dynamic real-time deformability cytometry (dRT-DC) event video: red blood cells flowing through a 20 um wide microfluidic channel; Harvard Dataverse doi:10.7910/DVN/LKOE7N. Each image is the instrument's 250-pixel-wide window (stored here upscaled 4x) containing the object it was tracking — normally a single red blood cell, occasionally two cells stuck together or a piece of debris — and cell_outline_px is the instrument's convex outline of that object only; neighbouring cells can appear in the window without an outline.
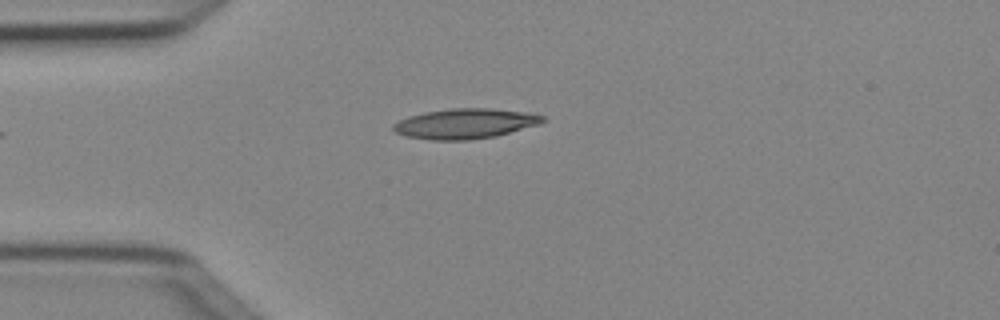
{"species": "Egyptian fruit bat (a non-hibernating species)", "species_latin": "Rousettus aegyptiacus", "temperature_condition": "cold", "stored_images_in_passage": 4, "camera_frame_rate_fps": 3000, "um_per_image_px": 0.085, "animal": {"sex": "female"}, "frame": {"image": 1, "passage_image": 4, "time_ms": 1.0, "image_size_px": [1000, 320], "cell_outline_px": [[544, 120], [540, 124], [496, 136], [468, 140], [432, 140], [408, 136], [396, 132], [392, 128], [392, 124], [408, 116], [424, 112], [452, 108], [492, 108], [520, 112], [544, 116]], "centroid_in_image_um": [39.51, 10.51], "position_along_channel_um": 45.5, "area_um2": 25.95}}